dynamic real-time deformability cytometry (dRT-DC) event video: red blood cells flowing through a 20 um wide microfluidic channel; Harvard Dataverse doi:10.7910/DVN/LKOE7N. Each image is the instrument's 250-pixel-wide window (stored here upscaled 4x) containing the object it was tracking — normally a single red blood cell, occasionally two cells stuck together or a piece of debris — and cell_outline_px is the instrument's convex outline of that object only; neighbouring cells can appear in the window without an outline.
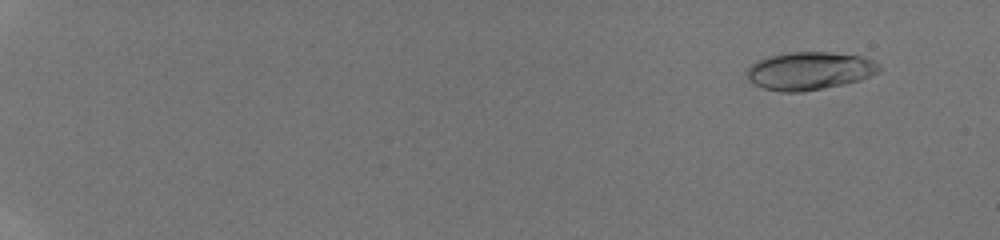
{"species": "human", "species_latin": "Homo sapiens", "temperature_condition": "room temperature", "stored_images_in_passage": 31, "camera_frame_rate_fps": 3000, "um_per_image_px": 0.085, "donor": {"sex": "male"}, "frame": {"image": 1, "passage_image": 2, "time_ms": 1.333, "image_size_px": [1000, 240], "cell_outline_px": [[880, 72], [860, 80], [844, 84], [824, 88], [800, 92], [780, 92], [764, 88], [748, 80], [748, 68], [752, 64], [768, 56], [792, 52], [828, 52], [860, 56], [872, 60], [880, 64]], "centroid_in_image_um": [68.84, 6.03], "position_along_channel_um": 16.2, "area_um2": 29.07}}
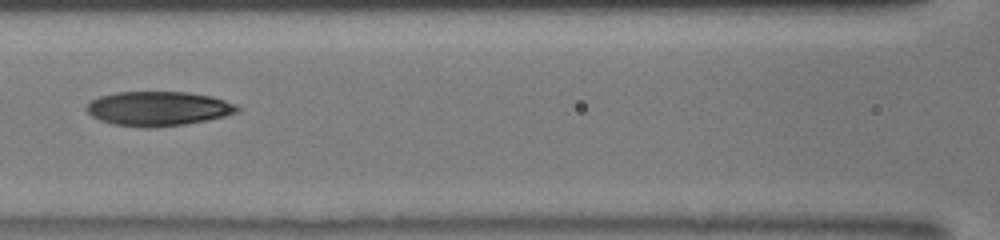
{"frame": {"image": 2, "passage_image": 17, "time_ms": 9.333, "image_size_px": [1000, 240], "cell_outline_px": [[240, 108], [236, 112], [224, 116], [208, 120], [184, 124], [152, 128], [148, 128], [112, 124], [100, 120], [92, 116], [84, 108], [92, 100], [100, 96], [116, 92], [188, 92], [212, 96], [236, 104]], "centroid_in_image_um": [13.44, 9.23], "position_along_channel_um": 153.2, "area_um2": 30.23}}
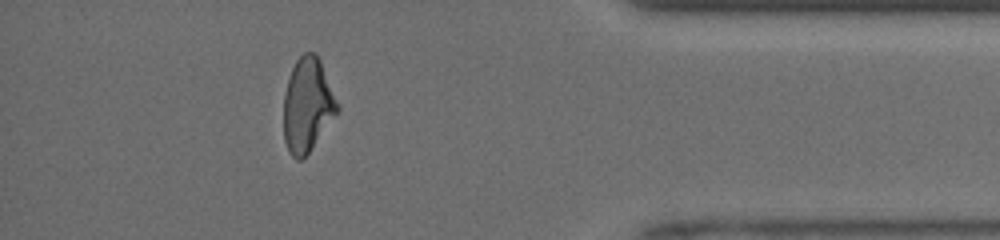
{"frame": {"image": 3, "passage_image": 29, "time_ms": 16.0, "image_size_px": [1000, 240], "cell_outline_px": [[340, 108], [308, 152], [300, 160], [296, 160], [288, 152], [284, 140], [284, 96], [288, 80], [292, 68], [296, 60], [304, 52], [316, 52], [320, 60]], "centroid_in_image_um": [26.11, 8.91], "position_along_channel_um": 409.1, "area_um2": 28.9}, "authors_computed_cell_mechanics": {"area_um2": 29.3624, "velocity_mm_per_s": 4.2138, "shape_relaxation_time_tau1_ms": 4.8591, "shape_relaxation_time_tau2_ms": 2.5799, "deformation_change_tau1": 0.1803, "deformation_change_tau2": 0.0799}}